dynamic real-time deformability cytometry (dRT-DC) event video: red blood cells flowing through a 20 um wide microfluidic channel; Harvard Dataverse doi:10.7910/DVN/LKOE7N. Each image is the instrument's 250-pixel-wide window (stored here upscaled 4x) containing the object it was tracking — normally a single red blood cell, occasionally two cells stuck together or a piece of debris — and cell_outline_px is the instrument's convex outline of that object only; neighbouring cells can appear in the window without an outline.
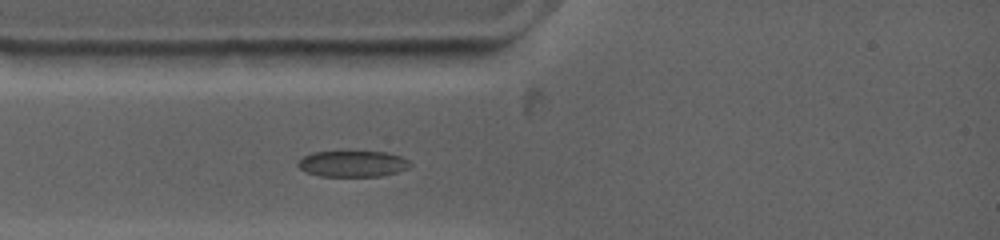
{"species": "common noctule bat (a hibernating species)", "species_latin": "Nyctalus noctula", "temperature_condition": "warm", "stored_images_in_passage": 1, "camera_frame_rate_fps": 4500, "um_per_image_px": 0.085, "animal": {"sex": "female", "body_mass_g": 19.0, "forearm_length_mm": 53.3}, "frame": {"image": 1, "passage_image": 1, "time_ms": 0.0, "image_size_px": [1000, 240], "cell_outline_px": [[412, 164], [408, 168], [396, 172], [380, 176], [320, 176], [308, 172], [300, 168], [296, 164], [304, 156], [312, 152], [384, 152], [400, 156], [408, 160]], "centroid_in_image_um": [29.98, 13.92], "position_along_channel_um": 55.0, "area_um2": 16.82}}